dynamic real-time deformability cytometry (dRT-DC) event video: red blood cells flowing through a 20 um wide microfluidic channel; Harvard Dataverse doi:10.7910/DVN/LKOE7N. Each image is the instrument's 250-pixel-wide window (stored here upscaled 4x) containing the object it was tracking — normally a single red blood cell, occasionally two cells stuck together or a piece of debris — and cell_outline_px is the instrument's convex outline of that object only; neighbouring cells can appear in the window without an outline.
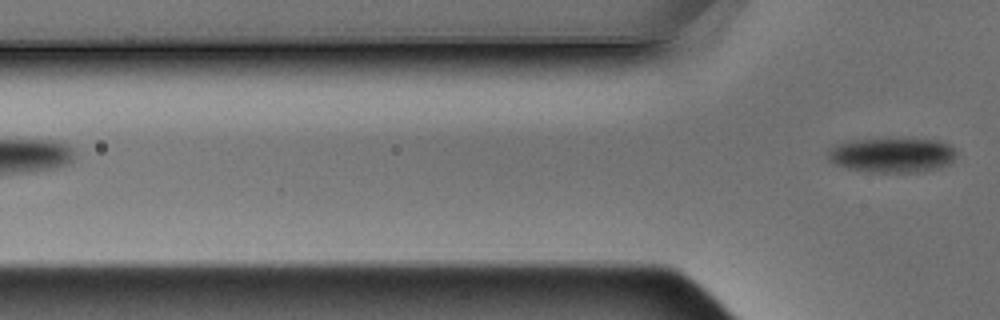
{"species": "Egyptian fruit bat (a non-hibernating species)", "species_latin": "Rousettus aegyptiacus", "temperature_condition": "warm", "stored_images_in_passage": 2, "camera_frame_rate_fps": 3000, "um_per_image_px": 0.085, "animal": {"sex": "male"}, "frame": {"image": 1, "passage_image": 2, "time_ms": 0.333, "image_size_px": [1000, 320], "cell_outline_px": [[956, 160], [940, 168], [924, 172], [872, 172], [848, 168], [832, 164], [828, 160], [828, 152], [836, 144], [844, 140], [936, 140], [948, 144], [956, 152]], "centroid_in_image_um": [75.82, 13.21], "position_along_channel_um": 50.0, "area_um2": 25.89}}